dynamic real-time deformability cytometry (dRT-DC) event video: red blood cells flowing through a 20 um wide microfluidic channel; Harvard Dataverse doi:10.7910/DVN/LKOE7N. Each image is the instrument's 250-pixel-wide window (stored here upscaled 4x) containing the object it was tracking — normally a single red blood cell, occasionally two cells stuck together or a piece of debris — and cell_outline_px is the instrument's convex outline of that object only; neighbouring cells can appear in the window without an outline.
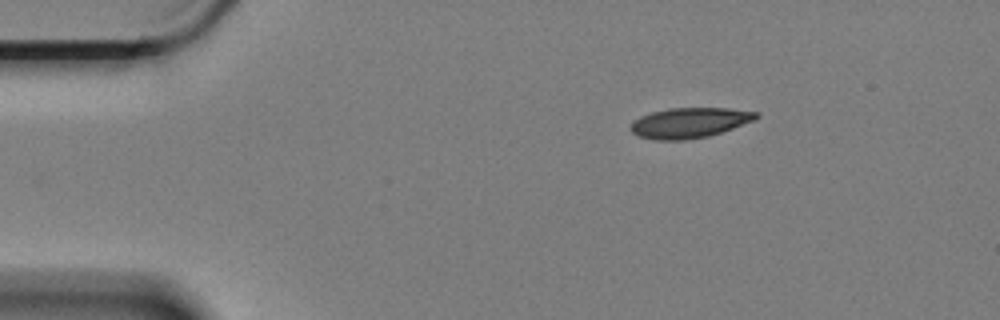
{"species": "Egyptian fruit bat (a non-hibernating species)", "species_latin": "Rousettus aegyptiacus", "temperature_condition": "cold", "stored_images_in_passage": 43, "camera_frame_rate_fps": 3000, "um_per_image_px": 0.085, "animal": {"sex": "female"}, "frame": {"image": 1, "passage_image": 1, "time_ms": 0.0, "image_size_px": [1000, 320], "cell_outline_px": [[760, 116], [752, 120], [732, 128], [708, 136], [684, 140], [656, 140], [640, 136], [632, 132], [632, 124], [640, 116], [652, 112], [668, 108], [728, 108], [756, 112]], "centroid_in_image_um": [58.6, 10.43], "position_along_channel_um": 26.4, "area_um2": 21.68}}
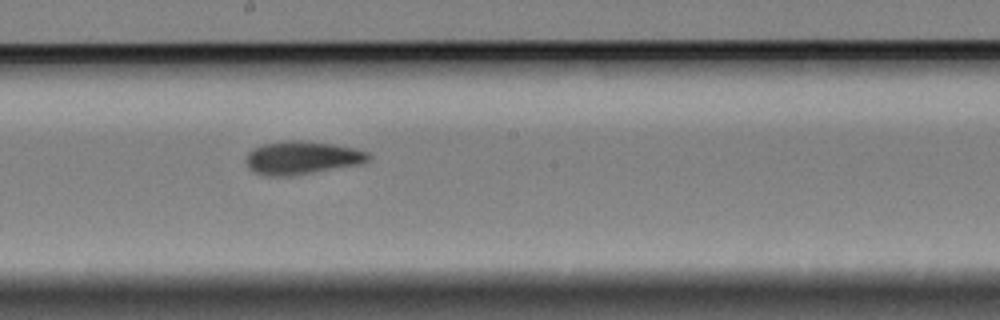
{"frame": {"image": 2, "passage_image": 24, "time_ms": 7.667, "image_size_px": [1000, 320], "cell_outline_px": [[372, 160], [364, 164], [292, 176], [264, 176], [252, 172], [248, 168], [248, 152], [252, 148], [264, 144], [284, 140], [304, 140], [332, 144], [352, 148], [368, 152], [372, 156]], "centroid_in_image_um": [25.71, 13.42], "position_along_channel_um": 222.5, "area_um2": 24.04}}
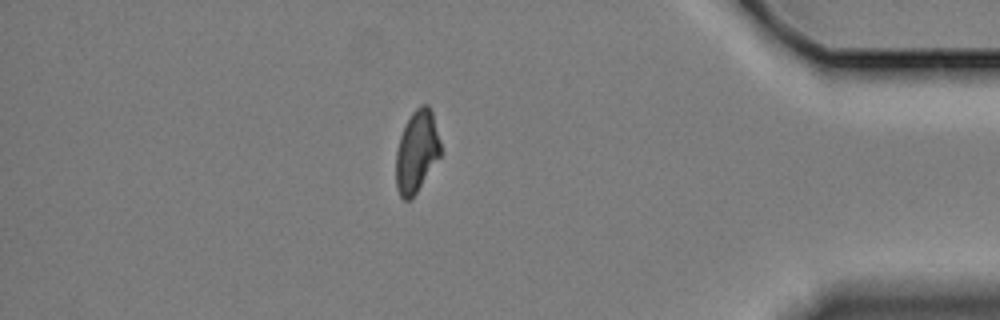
{"frame": {"image": 3, "passage_image": 43, "time_ms": 14.0, "image_size_px": [1000, 320], "cell_outline_px": [[440, 156], [416, 192], [408, 200], [404, 200], [400, 196], [396, 188], [396, 152], [400, 136], [412, 112], [420, 104], [428, 104], [432, 112], [440, 140]], "centroid_in_image_um": [35.41, 12.86], "position_along_channel_um": 399.8, "area_um2": 20.98}, "authors_computed_cell_mechanics": {"area_um2": 22.7154, "velocity_mm_per_s": 3.3524, "shape_relaxation_time_tau1_ms": 4.352, "shape_relaxation_time_tau2_ms": 3.0369, "deformation_change_tau1": 0.1381, "deformation_change_tau2": 0.0831}}